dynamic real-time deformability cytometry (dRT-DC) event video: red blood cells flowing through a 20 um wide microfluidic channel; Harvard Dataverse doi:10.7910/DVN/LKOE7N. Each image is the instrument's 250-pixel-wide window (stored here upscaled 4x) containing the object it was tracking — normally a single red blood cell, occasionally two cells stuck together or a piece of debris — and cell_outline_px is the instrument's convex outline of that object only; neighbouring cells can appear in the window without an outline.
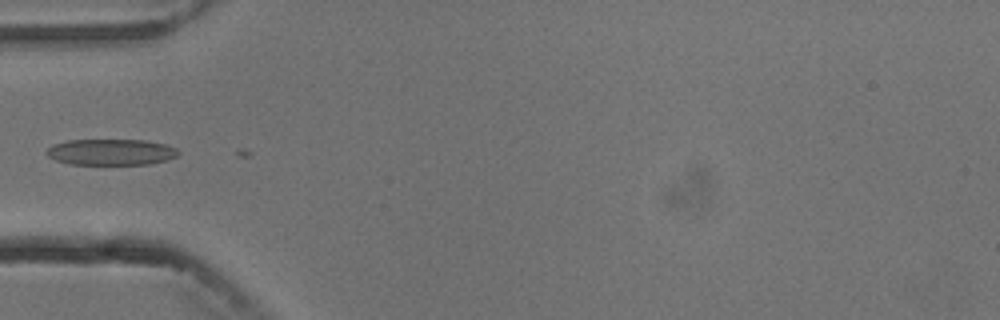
{"species": "common noctule bat (a hibernating species)", "species_latin": "Nyctalus noctula", "temperature_condition": "cold", "stored_images_in_passage": 6, "camera_frame_rate_fps": 3000, "um_per_image_px": 0.085, "animal": {"sex": "male", "body_mass_g": 13.3}, "frame": {"image": 1, "passage_image": 5, "time_ms": 4.333, "image_size_px": [1000, 320], "cell_outline_px": [[180, 152], [176, 156], [168, 160], [152, 164], [72, 164], [56, 160], [48, 156], [44, 152], [52, 144], [68, 140], [144, 140], [164, 144], [176, 148]], "centroid_in_image_um": [9.43, 12.92], "position_along_channel_um": 75.6, "area_um2": 20.06}}